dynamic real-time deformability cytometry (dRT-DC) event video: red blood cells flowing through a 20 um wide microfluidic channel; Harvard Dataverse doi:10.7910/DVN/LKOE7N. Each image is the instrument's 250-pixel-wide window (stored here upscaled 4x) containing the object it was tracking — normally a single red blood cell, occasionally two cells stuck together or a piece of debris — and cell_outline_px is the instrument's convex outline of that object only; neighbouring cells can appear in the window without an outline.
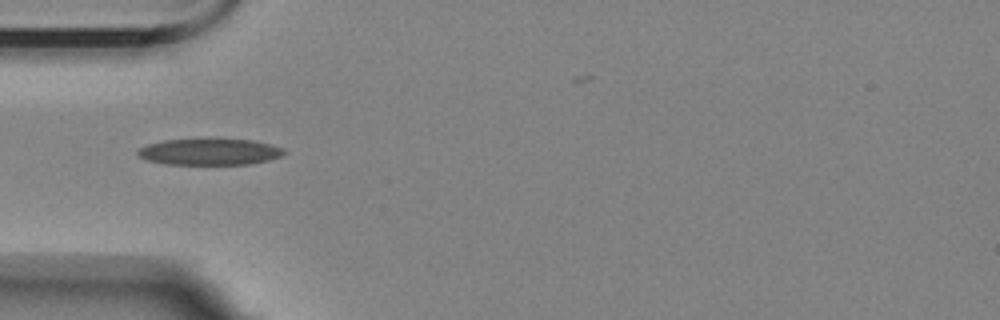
{"species": "Egyptian fruit bat (a non-hibernating species)", "species_latin": "Rousettus aegyptiacus", "temperature_condition": "room temperature", "stored_images_in_passage": 3, "camera_frame_rate_fps": 3000, "um_per_image_px": 0.085, "animal": {"sex": "female"}, "frame": {"image": 1, "passage_image": 2, "time_ms": 1.333, "image_size_px": [1000, 320], "cell_outline_px": [[284, 152], [280, 156], [268, 160], [248, 164], [164, 164], [144, 160], [136, 156], [136, 152], [140, 148], [148, 144], [164, 140], [252, 140], [284, 148]], "centroid_in_image_um": [17.74, 12.92], "position_along_channel_um": 67.3, "area_um2": 22.14}}
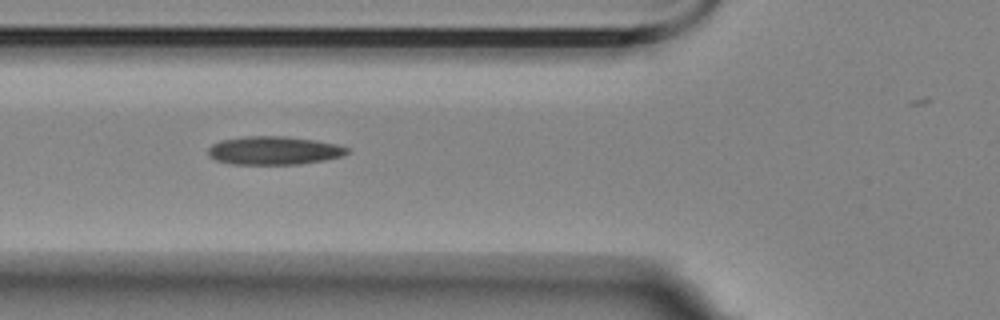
{"frame": {"image": 2, "passage_image": 3, "time_ms": 2.333, "image_size_px": [1000, 320], "cell_outline_px": [[348, 152], [344, 156], [324, 160], [300, 164], [232, 164], [216, 160], [208, 156], [208, 148], [212, 144], [220, 140], [244, 136], [284, 136], [316, 140], [336, 144], [348, 148]], "centroid_in_image_um": [23.27, 12.79], "position_along_channel_um": 102.5, "area_um2": 23.06}}